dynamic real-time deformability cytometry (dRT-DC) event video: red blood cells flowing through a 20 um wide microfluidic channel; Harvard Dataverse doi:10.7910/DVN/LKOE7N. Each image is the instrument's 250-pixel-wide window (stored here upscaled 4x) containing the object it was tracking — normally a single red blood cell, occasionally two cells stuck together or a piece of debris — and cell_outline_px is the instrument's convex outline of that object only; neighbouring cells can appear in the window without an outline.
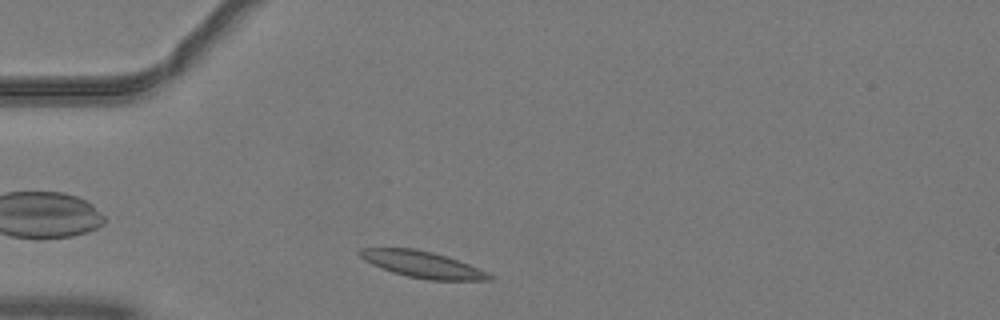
{"species": "common noctule bat (a hibernating species)", "species_latin": "Nyctalus noctula", "temperature_condition": "warm", "stored_images_in_passage": 40, "camera_frame_rate_fps": 3000, "um_per_image_px": 0.085, "animal": {"sex": "male", "body_mass_g": 19.2, "forearm_length_mm": 51.8}, "frame": {"image": 1, "passage_image": 3, "time_ms": 0.667, "image_size_px": [1000, 320], "cell_outline_px": [[492, 280], [428, 280], [408, 276], [392, 272], [372, 264], [364, 260], [356, 252], [360, 248], [416, 248], [448, 256], [488, 272], [492, 276]], "centroid_in_image_um": [35.89, 22.47], "position_along_channel_um": 49.1, "area_um2": 19.94}}
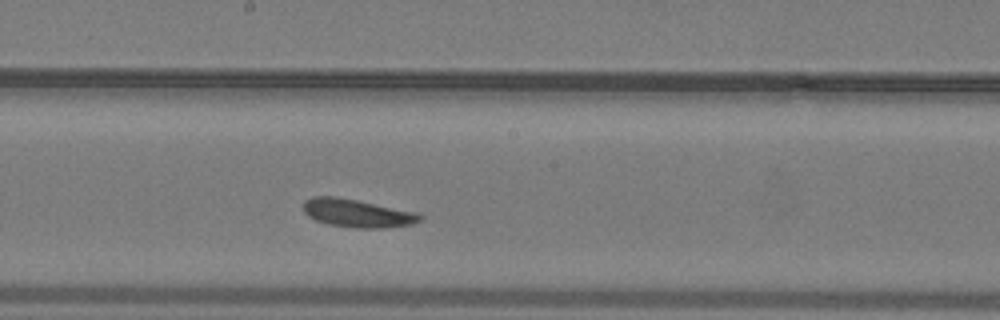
{"frame": {"image": 2, "passage_image": 17, "time_ms": 5.333, "image_size_px": [1000, 320], "cell_outline_px": [[424, 216], [420, 220], [412, 224], [384, 228], [352, 228], [328, 224], [316, 220], [308, 216], [304, 212], [304, 200], [312, 196], [336, 196], [420, 212]], "centroid_in_image_um": [30.39, 18.12], "position_along_channel_um": 217.8, "area_um2": 19.36}}
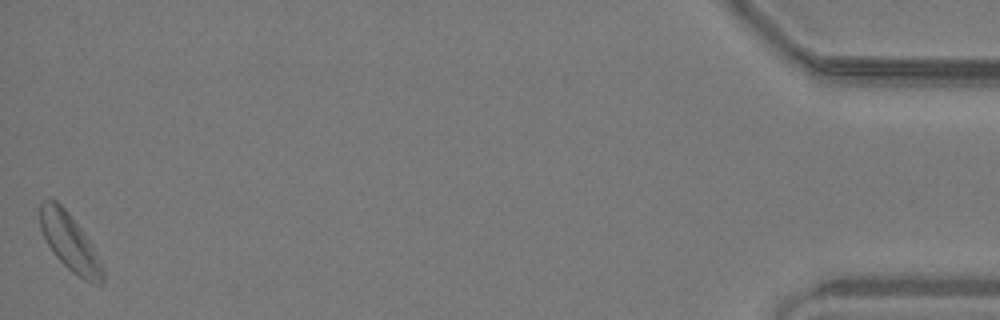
{"frame": {"image": 3, "passage_image": 40, "time_ms": 13.0, "image_size_px": [1000, 320], "cell_outline_px": [[104, 280], [100, 284], [96, 284], [84, 280], [72, 272], [52, 252], [40, 228], [40, 200], [56, 200], [68, 212], [84, 232], [92, 244], [104, 268]], "centroid_in_image_um": [5.94, 20.6], "position_along_channel_um": 429.3, "area_um2": 20.81}, "authors_computed_cell_mechanics": {"area_um2": 18.8139, "velocity_mm_per_s": 3.9847, "shape_relaxation_time_tau1_ms": 6.4028, "shape_relaxation_time_tau2_ms": 4.097, "deformation_change_tau1": 0.1084, "deformation_change_tau2": 0.105}}